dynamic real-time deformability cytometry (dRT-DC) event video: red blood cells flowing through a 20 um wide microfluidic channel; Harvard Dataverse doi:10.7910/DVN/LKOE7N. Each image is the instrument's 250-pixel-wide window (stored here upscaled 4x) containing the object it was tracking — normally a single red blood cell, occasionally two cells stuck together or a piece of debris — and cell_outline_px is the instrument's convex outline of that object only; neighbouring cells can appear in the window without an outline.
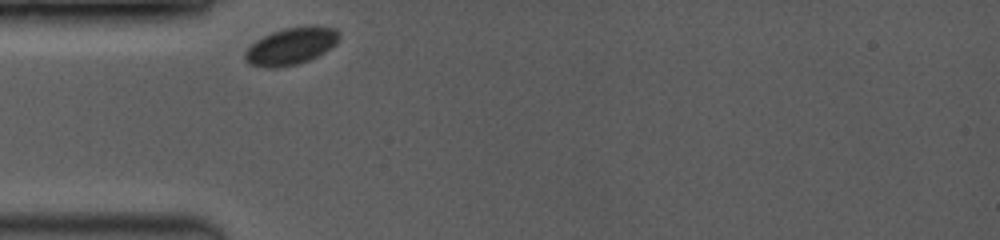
{"species": "common noctule bat (a hibernating species)", "species_latin": "Nyctalus noctula", "temperature_condition": "room temperature", "stored_images_in_passage": 45, "camera_frame_rate_fps": 3500, "um_per_image_px": 0.085, "animal": {"sex": "female", "body_mass_g": 19.0, "forearm_length_mm": 53.3}, "frame": {"image": 1, "passage_image": 1, "time_ms": 0.0, "image_size_px": [1000, 240], "cell_outline_px": [[340, 36], [336, 44], [332, 48], [308, 60], [296, 64], [276, 68], [272, 68], [248, 64], [244, 60], [244, 52], [256, 40], [272, 32], [284, 28], [312, 24], [336, 28], [340, 32]], "centroid_in_image_um": [24.77, 3.89], "position_along_channel_um": 60.2, "area_um2": 20.58}}
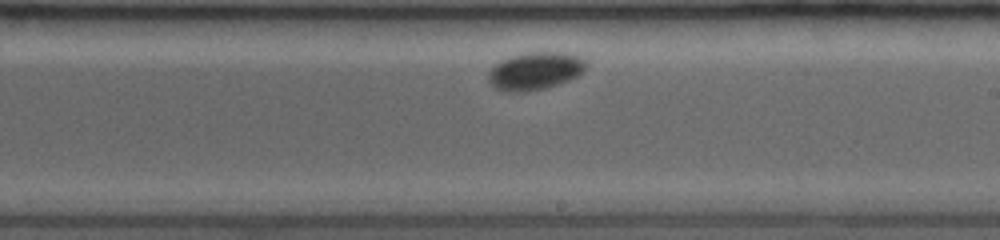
{"frame": {"image": 2, "passage_image": 29, "time_ms": 5.143, "image_size_px": [1000, 240], "cell_outline_px": [[588, 64], [584, 72], [568, 80], [544, 88], [524, 92], [504, 92], [496, 88], [488, 80], [488, 72], [500, 60], [524, 52], [568, 52], [584, 56], [588, 60]], "centroid_in_image_um": [45.54, 6.01], "position_along_channel_um": 243.5, "area_um2": 21.79}}
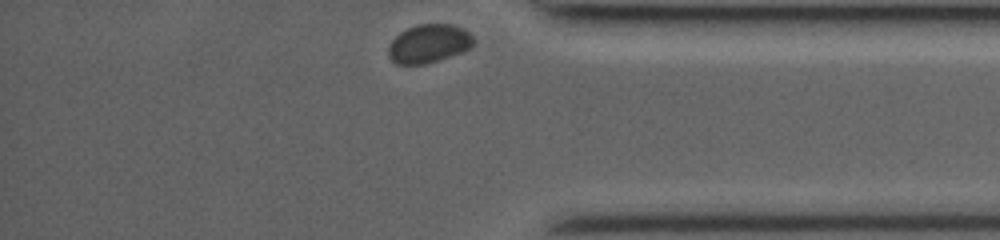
{"frame": {"image": 3, "passage_image": 45, "time_ms": 9.429, "image_size_px": [1000, 240], "cell_outline_px": [[472, 44], [468, 48], [460, 52], [424, 64], [396, 64], [388, 56], [388, 48], [392, 40], [400, 32], [408, 28], [420, 24], [452, 24], [464, 28], [472, 36]], "centroid_in_image_um": [36.41, 3.69], "position_along_channel_um": 398.8, "area_um2": 18.73}, "authors_computed_cell_mechanics": {"area_um2": 20.7502, "velocity_mm_per_s": 3.6312, "shape_relaxation_time_tau1_ms": 2.1577, "shape_relaxation_time_tau2_ms": null, "deformation_change_tau1": 0.0551, "deformation_change_tau2": null}}